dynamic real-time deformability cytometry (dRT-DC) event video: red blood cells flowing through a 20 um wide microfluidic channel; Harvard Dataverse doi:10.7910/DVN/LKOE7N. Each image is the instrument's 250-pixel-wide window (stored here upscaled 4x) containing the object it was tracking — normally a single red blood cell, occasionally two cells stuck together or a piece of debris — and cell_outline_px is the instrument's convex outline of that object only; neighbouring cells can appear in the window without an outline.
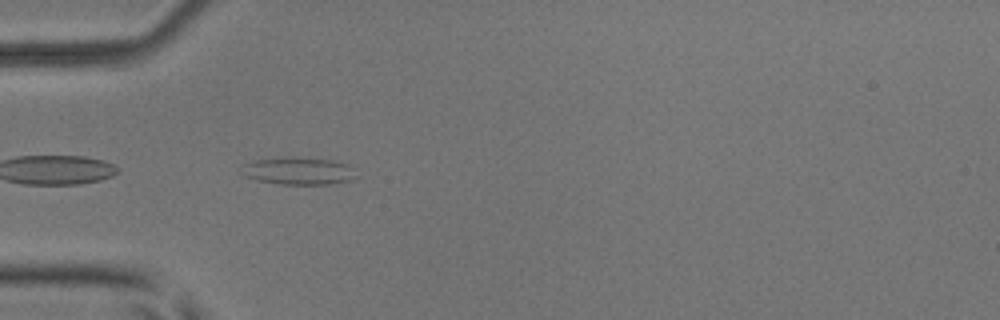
{"species": "common noctule bat (a hibernating species)", "species_latin": "Nyctalus noctula", "temperature_condition": "room temperature", "stored_images_in_passage": 39, "camera_frame_rate_fps": 3000, "um_per_image_px": 0.085, "animal": {"sex": "male", "body_mass_g": 17.9, "forearm_length_mm": 54.2}, "frame": {"image": 1, "passage_image": 3, "time_ms": 0.667, "image_size_px": [1000, 320], "cell_outline_px": [[356, 176], [348, 180], [332, 184], [280, 184], [256, 180], [244, 176], [240, 172], [244, 164], [256, 160], [292, 156], [300, 156], [332, 160], [348, 164], [352, 168]], "centroid_in_image_um": [25.34, 14.52], "position_along_channel_um": 59.7, "area_um2": 18.44}}
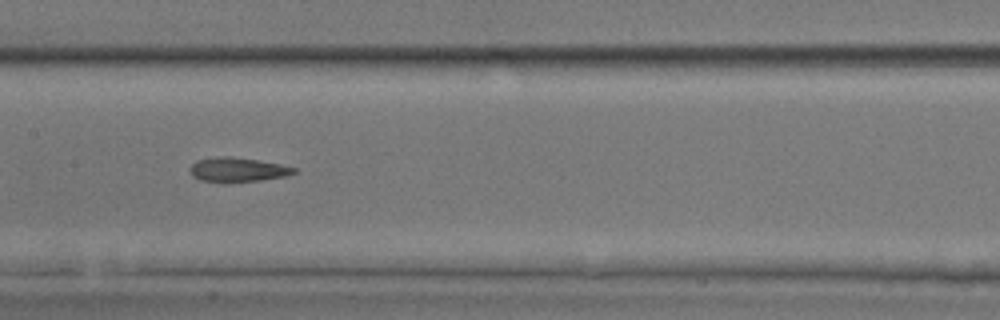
{"frame": {"image": 2, "passage_image": 13, "time_ms": 4.0, "image_size_px": [1000, 320], "cell_outline_px": [[296, 172], [284, 176], [260, 180], [228, 184], [224, 184], [200, 180], [192, 176], [188, 168], [196, 160], [220, 156], [228, 156], [256, 160], [280, 164], [296, 168]], "centroid_in_image_um": [20.12, 14.45], "position_along_channel_um": 187.3, "area_um2": 15.03}}
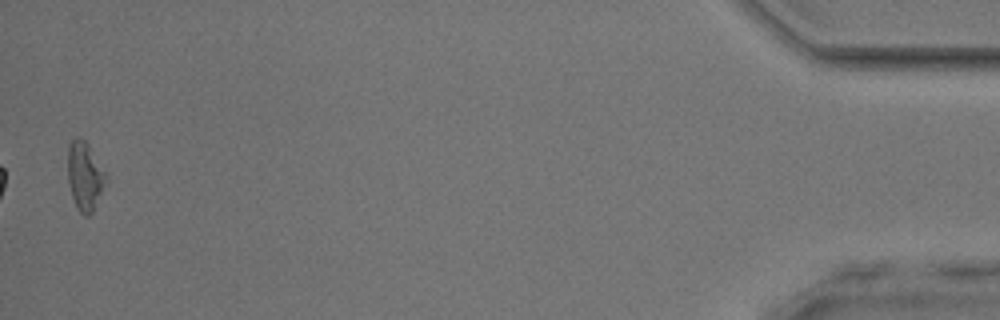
{"frame": {"image": 3, "passage_image": 38, "time_ms": 12.333, "image_size_px": [1000, 320], "cell_outline_px": [[108, 180], [92, 212], [88, 216], [84, 216], [76, 208], [72, 196], [68, 180], [68, 144], [76, 136], [80, 136], [88, 144], [108, 176]], "centroid_in_image_um": [7.21, 14.95], "position_along_channel_um": 428.0, "area_um2": 15.37}}